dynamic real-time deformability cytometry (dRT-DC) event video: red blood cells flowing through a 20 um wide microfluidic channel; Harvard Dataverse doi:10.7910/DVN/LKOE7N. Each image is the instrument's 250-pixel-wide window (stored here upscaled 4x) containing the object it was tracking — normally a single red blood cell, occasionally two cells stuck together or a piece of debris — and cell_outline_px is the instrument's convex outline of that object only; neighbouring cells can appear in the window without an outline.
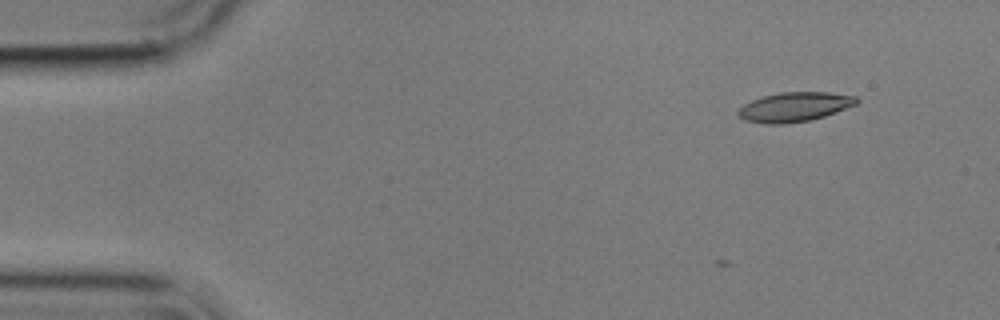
{"species": "common noctule bat (a hibernating species)", "species_latin": "Nyctalus noctula", "temperature_condition": "cold", "stored_images_in_passage": 4, "camera_frame_rate_fps": 3000, "um_per_image_px": 0.085, "animal": {"sex": "male", "body_mass_g": 17.9}, "frame": {"image": 1, "passage_image": 4, "time_ms": 1.0, "image_size_px": [1000, 320], "cell_outline_px": [[860, 100], [856, 104], [824, 116], [808, 120], [784, 124], [764, 124], [744, 120], [736, 112], [744, 104], [752, 100], [764, 96], [780, 92], [828, 92], [856, 96]], "centroid_in_image_um": [67.52, 9.08], "position_along_channel_um": 17.5, "area_um2": 20.17}}